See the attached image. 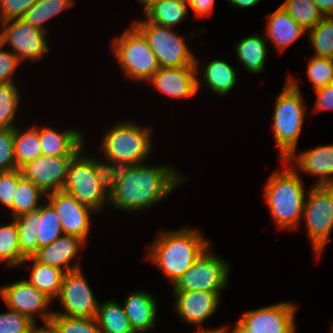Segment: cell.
<instances>
[{"label":"cell","instance_id":"d6a6232c","mask_svg":"<svg viewBox=\"0 0 333 333\" xmlns=\"http://www.w3.org/2000/svg\"><path fill=\"white\" fill-rule=\"evenodd\" d=\"M72 5V0H37L21 19L34 27L46 30L43 27L45 21Z\"/></svg>","mask_w":333,"mask_h":333},{"label":"cell","instance_id":"f1b7e54d","mask_svg":"<svg viewBox=\"0 0 333 333\" xmlns=\"http://www.w3.org/2000/svg\"><path fill=\"white\" fill-rule=\"evenodd\" d=\"M41 155L38 128H31L25 132H19L14 128V156L17 169Z\"/></svg>","mask_w":333,"mask_h":333},{"label":"cell","instance_id":"4fadbf2b","mask_svg":"<svg viewBox=\"0 0 333 333\" xmlns=\"http://www.w3.org/2000/svg\"><path fill=\"white\" fill-rule=\"evenodd\" d=\"M74 156H45L24 164L22 176L37 185L45 194L62 191L70 162Z\"/></svg>","mask_w":333,"mask_h":333},{"label":"cell","instance_id":"7402d4cb","mask_svg":"<svg viewBox=\"0 0 333 333\" xmlns=\"http://www.w3.org/2000/svg\"><path fill=\"white\" fill-rule=\"evenodd\" d=\"M125 314L135 333L152 328L156 317V301L146 292L130 294L124 303Z\"/></svg>","mask_w":333,"mask_h":333},{"label":"cell","instance_id":"9a60e30c","mask_svg":"<svg viewBox=\"0 0 333 333\" xmlns=\"http://www.w3.org/2000/svg\"><path fill=\"white\" fill-rule=\"evenodd\" d=\"M0 294L10 309L29 316L33 321L34 314L42 311L41 318L45 325H49L54 312H47L46 308L51 299L28 281L22 280L7 285L0 289Z\"/></svg>","mask_w":333,"mask_h":333},{"label":"cell","instance_id":"ee69618b","mask_svg":"<svg viewBox=\"0 0 333 333\" xmlns=\"http://www.w3.org/2000/svg\"><path fill=\"white\" fill-rule=\"evenodd\" d=\"M37 0H0L1 23L13 19H21L24 13Z\"/></svg>","mask_w":333,"mask_h":333},{"label":"cell","instance_id":"1f68e13d","mask_svg":"<svg viewBox=\"0 0 333 333\" xmlns=\"http://www.w3.org/2000/svg\"><path fill=\"white\" fill-rule=\"evenodd\" d=\"M281 7L308 31L324 17L313 0H285Z\"/></svg>","mask_w":333,"mask_h":333},{"label":"cell","instance_id":"7dc6e473","mask_svg":"<svg viewBox=\"0 0 333 333\" xmlns=\"http://www.w3.org/2000/svg\"><path fill=\"white\" fill-rule=\"evenodd\" d=\"M194 14L198 17L206 16L212 12L214 0H187Z\"/></svg>","mask_w":333,"mask_h":333},{"label":"cell","instance_id":"7a4b0ae2","mask_svg":"<svg viewBox=\"0 0 333 333\" xmlns=\"http://www.w3.org/2000/svg\"><path fill=\"white\" fill-rule=\"evenodd\" d=\"M208 246L198 230L182 229L160 235L148 256L175 284Z\"/></svg>","mask_w":333,"mask_h":333},{"label":"cell","instance_id":"4316f807","mask_svg":"<svg viewBox=\"0 0 333 333\" xmlns=\"http://www.w3.org/2000/svg\"><path fill=\"white\" fill-rule=\"evenodd\" d=\"M261 36L251 35L242 39L236 46L238 59L249 71L259 73L263 70L267 55L266 42Z\"/></svg>","mask_w":333,"mask_h":333},{"label":"cell","instance_id":"e575fe53","mask_svg":"<svg viewBox=\"0 0 333 333\" xmlns=\"http://www.w3.org/2000/svg\"><path fill=\"white\" fill-rule=\"evenodd\" d=\"M309 33L314 57L333 59V16H324Z\"/></svg>","mask_w":333,"mask_h":333},{"label":"cell","instance_id":"4dcf8cb0","mask_svg":"<svg viewBox=\"0 0 333 333\" xmlns=\"http://www.w3.org/2000/svg\"><path fill=\"white\" fill-rule=\"evenodd\" d=\"M44 194L37 185L22 176L18 181L11 207L13 217L38 210V200Z\"/></svg>","mask_w":333,"mask_h":333},{"label":"cell","instance_id":"3957f363","mask_svg":"<svg viewBox=\"0 0 333 333\" xmlns=\"http://www.w3.org/2000/svg\"><path fill=\"white\" fill-rule=\"evenodd\" d=\"M304 187L295 170L273 174L265 187V198L279 228H296L304 210Z\"/></svg>","mask_w":333,"mask_h":333},{"label":"cell","instance_id":"ab89813d","mask_svg":"<svg viewBox=\"0 0 333 333\" xmlns=\"http://www.w3.org/2000/svg\"><path fill=\"white\" fill-rule=\"evenodd\" d=\"M36 329L35 321L15 310L0 314V333H35Z\"/></svg>","mask_w":333,"mask_h":333},{"label":"cell","instance_id":"8992f818","mask_svg":"<svg viewBox=\"0 0 333 333\" xmlns=\"http://www.w3.org/2000/svg\"><path fill=\"white\" fill-rule=\"evenodd\" d=\"M122 36L114 39L113 49L125 73L137 80H149L159 69L156 55L143 34L132 25Z\"/></svg>","mask_w":333,"mask_h":333},{"label":"cell","instance_id":"52a82bcc","mask_svg":"<svg viewBox=\"0 0 333 333\" xmlns=\"http://www.w3.org/2000/svg\"><path fill=\"white\" fill-rule=\"evenodd\" d=\"M146 38L149 47L163 68L197 66V59L190 52L182 37L172 32V28L152 22L139 21L133 24Z\"/></svg>","mask_w":333,"mask_h":333},{"label":"cell","instance_id":"f6af8a7d","mask_svg":"<svg viewBox=\"0 0 333 333\" xmlns=\"http://www.w3.org/2000/svg\"><path fill=\"white\" fill-rule=\"evenodd\" d=\"M2 47L0 44V84L11 83V75L14 73L20 60L15 53L1 50Z\"/></svg>","mask_w":333,"mask_h":333},{"label":"cell","instance_id":"836d02e7","mask_svg":"<svg viewBox=\"0 0 333 333\" xmlns=\"http://www.w3.org/2000/svg\"><path fill=\"white\" fill-rule=\"evenodd\" d=\"M24 260L19 245V230L14 220L0 227V262L6 261L10 267L22 264Z\"/></svg>","mask_w":333,"mask_h":333},{"label":"cell","instance_id":"f35d334b","mask_svg":"<svg viewBox=\"0 0 333 333\" xmlns=\"http://www.w3.org/2000/svg\"><path fill=\"white\" fill-rule=\"evenodd\" d=\"M307 75L315 90L333 83V59L314 57L308 63Z\"/></svg>","mask_w":333,"mask_h":333},{"label":"cell","instance_id":"74e56055","mask_svg":"<svg viewBox=\"0 0 333 333\" xmlns=\"http://www.w3.org/2000/svg\"><path fill=\"white\" fill-rule=\"evenodd\" d=\"M19 92L13 82L0 84V129L15 128L13 118L19 102Z\"/></svg>","mask_w":333,"mask_h":333},{"label":"cell","instance_id":"e0dca14e","mask_svg":"<svg viewBox=\"0 0 333 333\" xmlns=\"http://www.w3.org/2000/svg\"><path fill=\"white\" fill-rule=\"evenodd\" d=\"M198 66H183L180 68L160 69L149 79L157 90L176 98L194 95L199 83L196 77Z\"/></svg>","mask_w":333,"mask_h":333},{"label":"cell","instance_id":"603a6c76","mask_svg":"<svg viewBox=\"0 0 333 333\" xmlns=\"http://www.w3.org/2000/svg\"><path fill=\"white\" fill-rule=\"evenodd\" d=\"M267 21V36L280 51L305 32V29L297 24L281 6L269 16Z\"/></svg>","mask_w":333,"mask_h":333},{"label":"cell","instance_id":"d4e9b609","mask_svg":"<svg viewBox=\"0 0 333 333\" xmlns=\"http://www.w3.org/2000/svg\"><path fill=\"white\" fill-rule=\"evenodd\" d=\"M187 0H160L146 10L147 22L170 27L182 21L187 15Z\"/></svg>","mask_w":333,"mask_h":333},{"label":"cell","instance_id":"bcb514c9","mask_svg":"<svg viewBox=\"0 0 333 333\" xmlns=\"http://www.w3.org/2000/svg\"><path fill=\"white\" fill-rule=\"evenodd\" d=\"M317 94L315 108L316 110L333 109V83L315 90Z\"/></svg>","mask_w":333,"mask_h":333},{"label":"cell","instance_id":"ffe728a7","mask_svg":"<svg viewBox=\"0 0 333 333\" xmlns=\"http://www.w3.org/2000/svg\"><path fill=\"white\" fill-rule=\"evenodd\" d=\"M41 153L45 156H75L82 150V135L76 130L59 133L52 128L38 129Z\"/></svg>","mask_w":333,"mask_h":333},{"label":"cell","instance_id":"7c38bea8","mask_svg":"<svg viewBox=\"0 0 333 333\" xmlns=\"http://www.w3.org/2000/svg\"><path fill=\"white\" fill-rule=\"evenodd\" d=\"M58 297L66 312H54L53 315L72 318H94L96 316L98 304L81 269L64 274Z\"/></svg>","mask_w":333,"mask_h":333},{"label":"cell","instance_id":"83f0119b","mask_svg":"<svg viewBox=\"0 0 333 333\" xmlns=\"http://www.w3.org/2000/svg\"><path fill=\"white\" fill-rule=\"evenodd\" d=\"M36 226L38 248L48 246L64 234L60 218L49 202L36 210Z\"/></svg>","mask_w":333,"mask_h":333},{"label":"cell","instance_id":"f907efd6","mask_svg":"<svg viewBox=\"0 0 333 333\" xmlns=\"http://www.w3.org/2000/svg\"><path fill=\"white\" fill-rule=\"evenodd\" d=\"M220 331L221 333H226L225 328H221ZM232 333H249V329L240 320H238L237 325Z\"/></svg>","mask_w":333,"mask_h":333},{"label":"cell","instance_id":"cb8c5ba5","mask_svg":"<svg viewBox=\"0 0 333 333\" xmlns=\"http://www.w3.org/2000/svg\"><path fill=\"white\" fill-rule=\"evenodd\" d=\"M27 260H32L33 268L31 271V279L26 281L51 300L54 297H58L65 271L36 262L32 257L25 258L24 262Z\"/></svg>","mask_w":333,"mask_h":333},{"label":"cell","instance_id":"b9f144b4","mask_svg":"<svg viewBox=\"0 0 333 333\" xmlns=\"http://www.w3.org/2000/svg\"><path fill=\"white\" fill-rule=\"evenodd\" d=\"M21 177L20 169L0 172V201L10 209Z\"/></svg>","mask_w":333,"mask_h":333},{"label":"cell","instance_id":"681fc988","mask_svg":"<svg viewBox=\"0 0 333 333\" xmlns=\"http://www.w3.org/2000/svg\"><path fill=\"white\" fill-rule=\"evenodd\" d=\"M260 0H230L232 5L243 7L255 6Z\"/></svg>","mask_w":333,"mask_h":333},{"label":"cell","instance_id":"7bdbcfd3","mask_svg":"<svg viewBox=\"0 0 333 333\" xmlns=\"http://www.w3.org/2000/svg\"><path fill=\"white\" fill-rule=\"evenodd\" d=\"M91 163L94 168L97 180L100 182L104 190L110 193L114 188L122 166L116 163L112 164L111 166L102 163L100 164L92 158ZM107 188L109 189L107 190Z\"/></svg>","mask_w":333,"mask_h":333},{"label":"cell","instance_id":"44dd1931","mask_svg":"<svg viewBox=\"0 0 333 333\" xmlns=\"http://www.w3.org/2000/svg\"><path fill=\"white\" fill-rule=\"evenodd\" d=\"M296 162L302 171L320 176L313 186L333 187V179L327 178L328 175L333 174V145L319 146L299 153Z\"/></svg>","mask_w":333,"mask_h":333},{"label":"cell","instance_id":"d6986e66","mask_svg":"<svg viewBox=\"0 0 333 333\" xmlns=\"http://www.w3.org/2000/svg\"><path fill=\"white\" fill-rule=\"evenodd\" d=\"M83 243L84 241L76 236L64 234L48 246L38 248L31 257L36 262L65 270V273H68L80 269L78 263L72 267L68 263L77 254ZM62 265H65V269H62Z\"/></svg>","mask_w":333,"mask_h":333},{"label":"cell","instance_id":"ac0fdd59","mask_svg":"<svg viewBox=\"0 0 333 333\" xmlns=\"http://www.w3.org/2000/svg\"><path fill=\"white\" fill-rule=\"evenodd\" d=\"M177 313L192 324H199L210 317L218 306L219 297L215 292L174 291Z\"/></svg>","mask_w":333,"mask_h":333},{"label":"cell","instance_id":"277c9868","mask_svg":"<svg viewBox=\"0 0 333 333\" xmlns=\"http://www.w3.org/2000/svg\"><path fill=\"white\" fill-rule=\"evenodd\" d=\"M304 114L305 107L297 82L289 77L276 101L273 118L274 137L285 163L294 155Z\"/></svg>","mask_w":333,"mask_h":333},{"label":"cell","instance_id":"f5cc1de1","mask_svg":"<svg viewBox=\"0 0 333 333\" xmlns=\"http://www.w3.org/2000/svg\"><path fill=\"white\" fill-rule=\"evenodd\" d=\"M144 4V9L146 10L152 3L160 0H139Z\"/></svg>","mask_w":333,"mask_h":333},{"label":"cell","instance_id":"30bf717a","mask_svg":"<svg viewBox=\"0 0 333 333\" xmlns=\"http://www.w3.org/2000/svg\"><path fill=\"white\" fill-rule=\"evenodd\" d=\"M79 151L70 162L66 180L62 191L75 197L93 209L103 205L105 199L109 200V193L104 190L94 172L91 158L79 157ZM107 194V195H105ZM107 196V197H106Z\"/></svg>","mask_w":333,"mask_h":333},{"label":"cell","instance_id":"d590c367","mask_svg":"<svg viewBox=\"0 0 333 333\" xmlns=\"http://www.w3.org/2000/svg\"><path fill=\"white\" fill-rule=\"evenodd\" d=\"M19 230V245L24 258L31 257L38 249L36 211L14 218Z\"/></svg>","mask_w":333,"mask_h":333},{"label":"cell","instance_id":"6da1fadb","mask_svg":"<svg viewBox=\"0 0 333 333\" xmlns=\"http://www.w3.org/2000/svg\"><path fill=\"white\" fill-rule=\"evenodd\" d=\"M182 181L169 166H122L109 202L123 210L146 209L163 199Z\"/></svg>","mask_w":333,"mask_h":333},{"label":"cell","instance_id":"c3c4849f","mask_svg":"<svg viewBox=\"0 0 333 333\" xmlns=\"http://www.w3.org/2000/svg\"><path fill=\"white\" fill-rule=\"evenodd\" d=\"M324 16H333V0H313Z\"/></svg>","mask_w":333,"mask_h":333},{"label":"cell","instance_id":"db71d44e","mask_svg":"<svg viewBox=\"0 0 333 333\" xmlns=\"http://www.w3.org/2000/svg\"><path fill=\"white\" fill-rule=\"evenodd\" d=\"M196 333H221L220 329H215V330H199Z\"/></svg>","mask_w":333,"mask_h":333},{"label":"cell","instance_id":"f546056e","mask_svg":"<svg viewBox=\"0 0 333 333\" xmlns=\"http://www.w3.org/2000/svg\"><path fill=\"white\" fill-rule=\"evenodd\" d=\"M205 82L212 91L223 95L229 92L236 84V72L226 62L213 60L204 69Z\"/></svg>","mask_w":333,"mask_h":333},{"label":"cell","instance_id":"ba28073f","mask_svg":"<svg viewBox=\"0 0 333 333\" xmlns=\"http://www.w3.org/2000/svg\"><path fill=\"white\" fill-rule=\"evenodd\" d=\"M304 202L303 218L307 234L318 257L325 247L333 227V187L313 186Z\"/></svg>","mask_w":333,"mask_h":333},{"label":"cell","instance_id":"9c48e42d","mask_svg":"<svg viewBox=\"0 0 333 333\" xmlns=\"http://www.w3.org/2000/svg\"><path fill=\"white\" fill-rule=\"evenodd\" d=\"M207 250L174 284V291H205L219 295L228 283L229 268L223 260Z\"/></svg>","mask_w":333,"mask_h":333},{"label":"cell","instance_id":"5b68a950","mask_svg":"<svg viewBox=\"0 0 333 333\" xmlns=\"http://www.w3.org/2000/svg\"><path fill=\"white\" fill-rule=\"evenodd\" d=\"M150 128L120 123L104 136L102 150L110 162L121 166L137 165L151 149Z\"/></svg>","mask_w":333,"mask_h":333},{"label":"cell","instance_id":"8fae6325","mask_svg":"<svg viewBox=\"0 0 333 333\" xmlns=\"http://www.w3.org/2000/svg\"><path fill=\"white\" fill-rule=\"evenodd\" d=\"M1 25L4 30L0 33V44L9 43L20 61L27 58L34 61L48 52L44 35L47 30L34 27L22 19L5 21Z\"/></svg>","mask_w":333,"mask_h":333},{"label":"cell","instance_id":"2e32d148","mask_svg":"<svg viewBox=\"0 0 333 333\" xmlns=\"http://www.w3.org/2000/svg\"><path fill=\"white\" fill-rule=\"evenodd\" d=\"M49 203L58 214L64 234L86 240L93 209L63 191L48 193Z\"/></svg>","mask_w":333,"mask_h":333},{"label":"cell","instance_id":"816d5d0a","mask_svg":"<svg viewBox=\"0 0 333 333\" xmlns=\"http://www.w3.org/2000/svg\"><path fill=\"white\" fill-rule=\"evenodd\" d=\"M35 333H55L49 325H45L44 327L37 328Z\"/></svg>","mask_w":333,"mask_h":333},{"label":"cell","instance_id":"8d00e7d4","mask_svg":"<svg viewBox=\"0 0 333 333\" xmlns=\"http://www.w3.org/2000/svg\"><path fill=\"white\" fill-rule=\"evenodd\" d=\"M49 326L55 333H102L94 318H72L64 315H53Z\"/></svg>","mask_w":333,"mask_h":333},{"label":"cell","instance_id":"60d3db41","mask_svg":"<svg viewBox=\"0 0 333 333\" xmlns=\"http://www.w3.org/2000/svg\"><path fill=\"white\" fill-rule=\"evenodd\" d=\"M14 128L0 129V172L16 170Z\"/></svg>","mask_w":333,"mask_h":333},{"label":"cell","instance_id":"5bb4252c","mask_svg":"<svg viewBox=\"0 0 333 333\" xmlns=\"http://www.w3.org/2000/svg\"><path fill=\"white\" fill-rule=\"evenodd\" d=\"M283 302L246 312L239 320L249 333H294L295 308Z\"/></svg>","mask_w":333,"mask_h":333},{"label":"cell","instance_id":"484cf974","mask_svg":"<svg viewBox=\"0 0 333 333\" xmlns=\"http://www.w3.org/2000/svg\"><path fill=\"white\" fill-rule=\"evenodd\" d=\"M95 319L102 328V333H135L124 307L109 301L98 306Z\"/></svg>","mask_w":333,"mask_h":333}]
</instances>
